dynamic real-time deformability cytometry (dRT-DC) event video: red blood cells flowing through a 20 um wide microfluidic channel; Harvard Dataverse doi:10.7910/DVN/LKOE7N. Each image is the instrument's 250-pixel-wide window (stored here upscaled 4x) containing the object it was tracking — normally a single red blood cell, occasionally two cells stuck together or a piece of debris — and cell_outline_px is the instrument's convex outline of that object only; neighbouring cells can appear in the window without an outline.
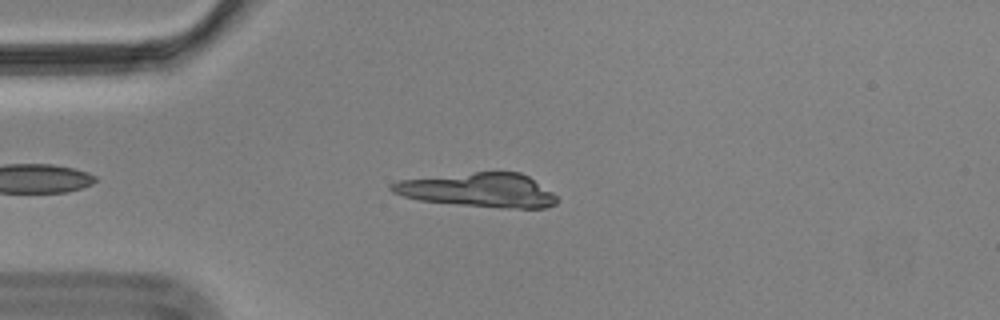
{"species": "Egyptian fruit bat (a non-hibernating species)", "species_latin": "Rousettus aegyptiacus", "temperature_condition": "cold", "stored_images_in_passage": 40, "camera_frame_rate_fps": 3000, "um_per_image_px": 0.085, "animal": {"sex": "male"}, "frame": {"image": 1, "passage_image": 8, "time_ms": 2.333, "image_size_px": [1000, 320], "cell_outline_px": [[560, 200], [556, 204], [544, 208], [516, 208], [460, 204], [420, 200], [404, 196], [392, 192], [388, 188], [388, 184], [400, 180], [476, 172], [520, 172], [528, 176], [552, 192]], "centroid_in_image_um": [40.69, 16.15], "position_along_channel_um": 44.3, "area_um2": 32.31}}
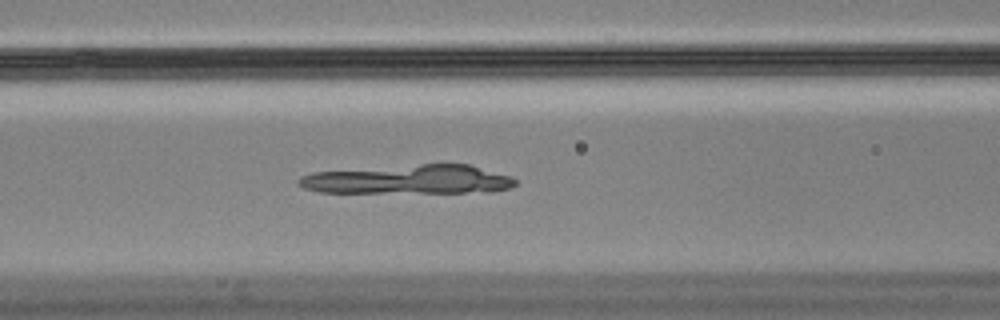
{"frame": {"image": 2, "passage_image": 17, "time_ms": 5.333, "image_size_px": [1000, 320], "cell_outline_px": [[516, 184], [512, 188], [492, 192], [320, 192], [304, 188], [296, 180], [300, 176], [312, 172], [420, 164], [468, 164], [512, 176], [516, 180]], "centroid_in_image_um": [34.78, 15.26], "position_along_channel_um": 131.8, "area_um2": 36.65}}